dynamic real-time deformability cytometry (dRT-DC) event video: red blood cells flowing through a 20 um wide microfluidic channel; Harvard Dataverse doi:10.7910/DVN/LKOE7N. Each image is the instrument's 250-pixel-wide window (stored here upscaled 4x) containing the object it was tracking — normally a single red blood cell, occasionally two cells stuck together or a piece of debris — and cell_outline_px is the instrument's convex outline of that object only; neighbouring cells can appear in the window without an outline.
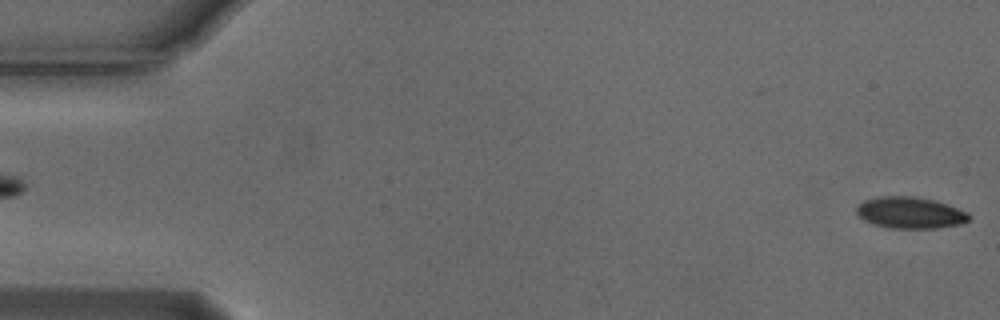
{"species": "Egyptian fruit bat (a non-hibernating species)", "species_latin": "Rousettus aegyptiacus", "temperature_condition": "cold", "stored_images_in_passage": 2, "segment_of_instrument_passage": [2, 2], "camera_frame_rate_fps": 3000, "um_per_image_px": 0.085, "animal": {"sex": "male"}, "frame": {"image": 1, "passage_image": 2, "time_ms": 0.333, "image_size_px": [1000, 320], "cell_outline_px": [[972, 216], [968, 220], [960, 224], [936, 228], [888, 228], [872, 224], [864, 220], [856, 212], [856, 208], [864, 200], [880, 196], [912, 196], [932, 200], [968, 212]], "centroid_in_image_um": [77.34, 18.09], "position_along_channel_um": 7.7, "area_um2": 20.46}}